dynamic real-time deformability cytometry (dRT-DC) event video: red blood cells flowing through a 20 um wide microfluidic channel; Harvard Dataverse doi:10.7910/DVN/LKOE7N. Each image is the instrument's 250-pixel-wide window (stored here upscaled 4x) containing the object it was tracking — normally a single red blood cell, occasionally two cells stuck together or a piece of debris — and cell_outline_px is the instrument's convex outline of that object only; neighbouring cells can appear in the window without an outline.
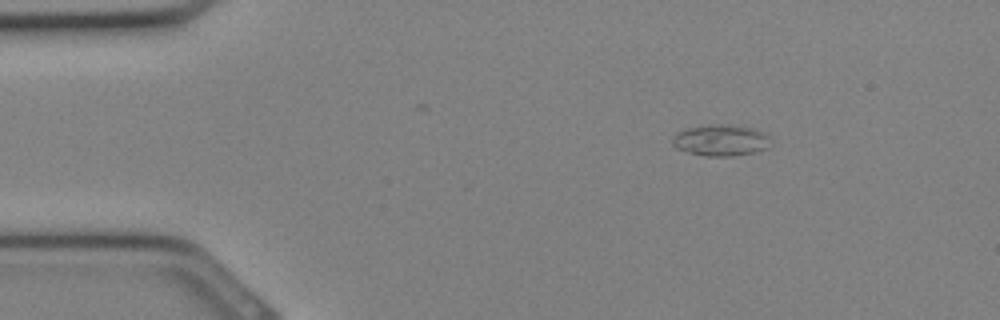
{"species": "Egyptian fruit bat (a non-hibernating species)", "species_latin": "Rousettus aegyptiacus", "temperature_condition": "cold", "stored_images_in_passage": 31, "camera_frame_rate_fps": 3000, "um_per_image_px": 0.085, "animal": {"sex": "female"}, "frame": {"image": 1, "passage_image": 4, "time_ms": 1.0, "image_size_px": [1000, 320], "cell_outline_px": [[772, 144], [768, 148], [752, 152], [732, 156], [704, 156], [688, 152], [676, 148], [672, 144], [672, 140], [680, 132], [688, 128], [712, 124], [720, 124], [756, 128], [764, 132], [768, 136]], "centroid_in_image_um": [61.32, 11.93], "position_along_channel_um": 23.7, "area_um2": 17.8}}
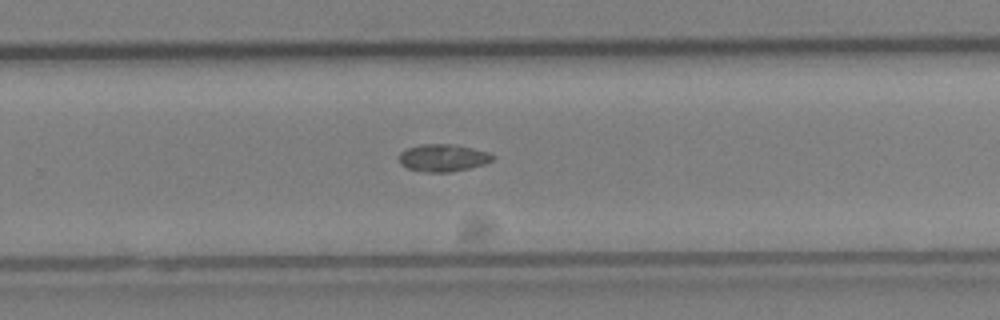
{"frame": {"image": 2, "passage_image": 20, "time_ms": 6.333, "image_size_px": [1000, 320], "cell_outline_px": [[496, 156], [492, 160], [484, 164], [468, 168], [448, 172], [424, 172], [408, 168], [400, 164], [400, 152], [408, 148], [420, 144], [456, 144], [488, 152]], "centroid_in_image_um": [37.66, 13.41], "position_along_channel_um": 292.1, "area_um2": 14.85}}
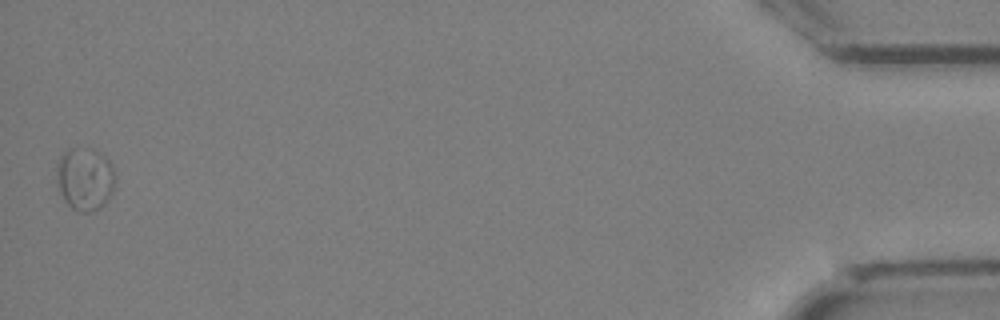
{"frame": {"image": 3, "passage_image": 31, "time_ms": 10.0, "image_size_px": [1000, 320], "cell_outline_px": [[112, 192], [108, 200], [100, 208], [92, 212], [80, 212], [72, 208], [64, 200], [60, 192], [56, 168], [56, 164], [60, 156], [68, 148], [92, 148], [108, 160], [112, 164]], "centroid_in_image_um": [7.18, 15.21], "position_along_channel_um": 428.0, "area_um2": 21.21}}